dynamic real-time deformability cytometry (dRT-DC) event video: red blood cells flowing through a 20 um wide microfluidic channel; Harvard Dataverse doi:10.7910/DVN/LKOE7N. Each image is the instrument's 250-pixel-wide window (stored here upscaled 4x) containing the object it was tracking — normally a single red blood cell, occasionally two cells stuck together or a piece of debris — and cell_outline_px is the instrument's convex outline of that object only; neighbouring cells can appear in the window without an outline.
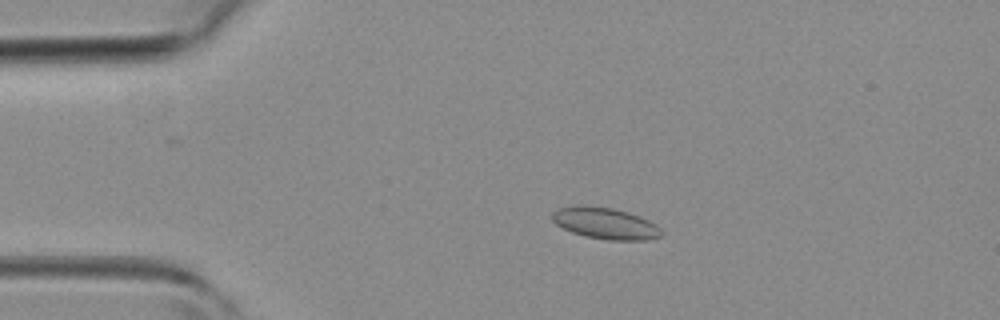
{"species": "common noctule bat (a hibernating species)", "species_latin": "Nyctalus noctula", "temperature_condition": "room temperature", "stored_images_in_passage": 43, "camera_frame_rate_fps": 3000, "um_per_image_px": 0.085, "animal": {"sex": "female", "body_mass_g": 19.3, "forearm_length_mm": 54.1}, "frame": {"image": 1, "passage_image": 9, "time_ms": 2.667, "image_size_px": [1000, 320], "cell_outline_px": [[660, 236], [648, 240], [608, 240], [584, 236], [572, 232], [556, 224], [552, 220], [552, 212], [560, 208], [584, 204], [612, 208], [628, 212], [640, 216], [656, 224], [660, 228]], "centroid_in_image_um": [51.44, 18.97], "position_along_channel_um": 33.6, "area_um2": 20.0}}
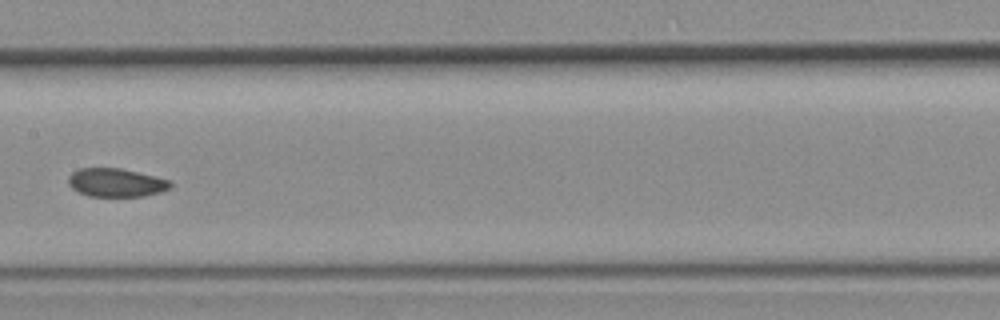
{"frame": {"image": 2, "passage_image": 22, "time_ms": 7.0, "image_size_px": [1000, 320], "cell_outline_px": [[172, 188], [160, 192], [144, 196], [88, 196], [72, 188], [68, 184], [68, 176], [72, 172], [80, 168], [120, 168], [156, 176], [172, 180]], "centroid_in_image_um": [9.9, 15.52], "position_along_channel_um": 197.5, "area_um2": 17.05}}
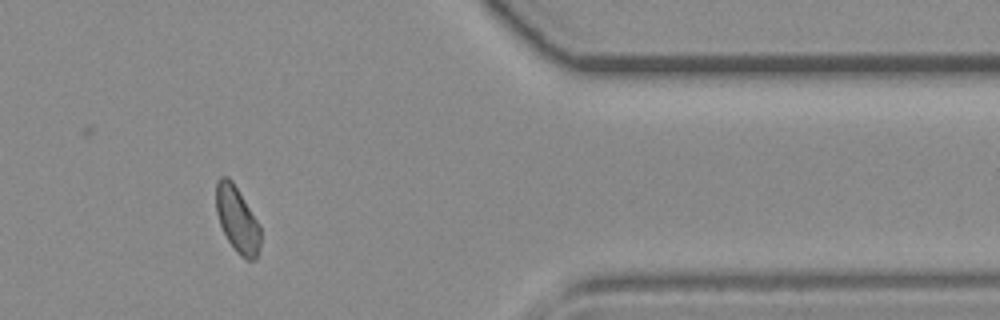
{"frame": {"image": 3, "passage_image": 36, "time_ms": 11.667, "image_size_px": [1000, 320], "cell_outline_px": [[260, 244], [256, 260], [248, 260], [240, 256], [236, 252], [228, 240], [220, 224], [216, 212], [216, 184], [220, 176], [228, 176], [232, 180], [260, 224]], "centroid_in_image_um": [20.17, 18.66], "position_along_channel_um": 391.2, "area_um2": 17.11}}